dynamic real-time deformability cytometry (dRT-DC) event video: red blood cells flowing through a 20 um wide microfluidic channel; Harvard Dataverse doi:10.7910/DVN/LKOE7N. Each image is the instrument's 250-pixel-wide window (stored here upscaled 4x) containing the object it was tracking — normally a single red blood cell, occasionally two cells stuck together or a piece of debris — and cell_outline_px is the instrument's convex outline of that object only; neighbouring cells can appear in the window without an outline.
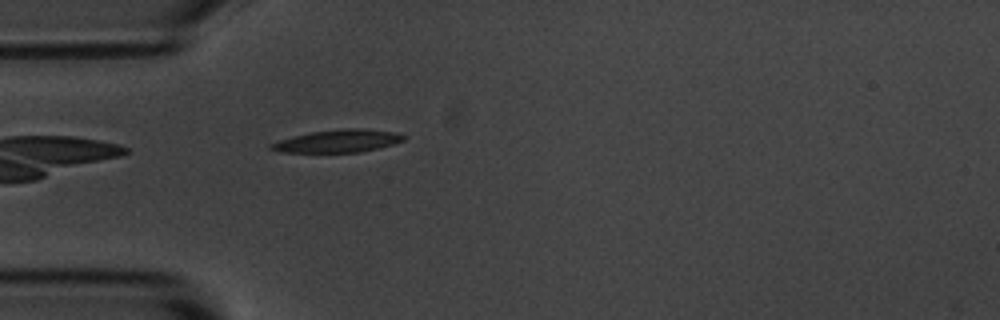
{"species": "common noctule bat (a hibernating species)", "species_latin": "Nyctalus noctula", "temperature_condition": "room temperature", "stored_images_in_passage": 5, "camera_frame_rate_fps": 3000, "um_per_image_px": 0.085, "animal": {"sex": "male", "body_mass_g": 20.1, "forearm_length_mm": 53.5}, "frame": {"image": 1, "passage_image": 5, "time_ms": 5.667, "image_size_px": [1000, 320], "cell_outline_px": [[404, 140], [392, 144], [360, 152], [280, 152], [268, 148], [268, 144], [292, 136], [312, 132], [344, 128], [364, 128], [396, 132], [404, 136]], "centroid_in_image_um": [28.69, 11.98], "position_along_channel_um": 56.3, "area_um2": 17.4}}